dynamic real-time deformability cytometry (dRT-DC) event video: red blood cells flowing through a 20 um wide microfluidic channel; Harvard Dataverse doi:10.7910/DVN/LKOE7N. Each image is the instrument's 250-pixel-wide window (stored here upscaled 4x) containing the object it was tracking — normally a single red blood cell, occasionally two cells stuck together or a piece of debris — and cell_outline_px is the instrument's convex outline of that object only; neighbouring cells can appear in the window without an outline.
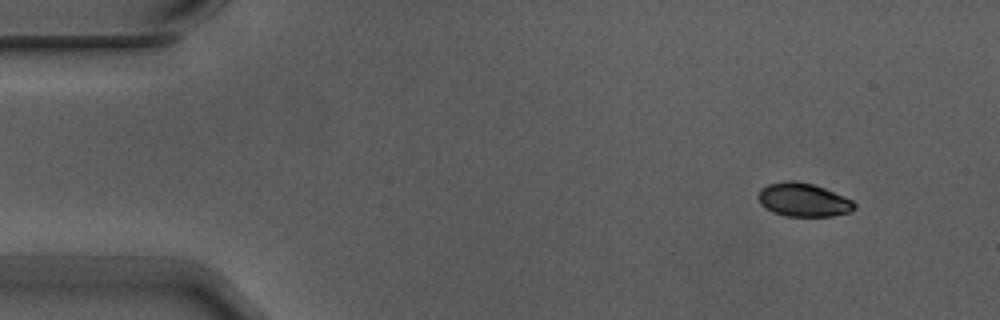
{"species": "Egyptian fruit bat (a non-hibernating species)", "species_latin": "Rousettus aegyptiacus", "temperature_condition": "warm", "stored_images_in_passage": 4, "camera_frame_rate_fps": 3000, "um_per_image_px": 0.085, "animal": {"sex": "male"}, "frame": {"image": 1, "passage_image": 1, "time_ms": 0.0, "image_size_px": [1000, 320], "cell_outline_px": [[856, 208], [852, 212], [832, 216], [788, 216], [772, 212], [764, 208], [760, 204], [756, 196], [760, 188], [768, 184], [788, 180], [792, 180], [812, 184], [824, 188], [852, 200], [856, 204]], "centroid_in_image_um": [68.25, 16.99], "position_along_channel_um": 16.7, "area_um2": 18.96}}
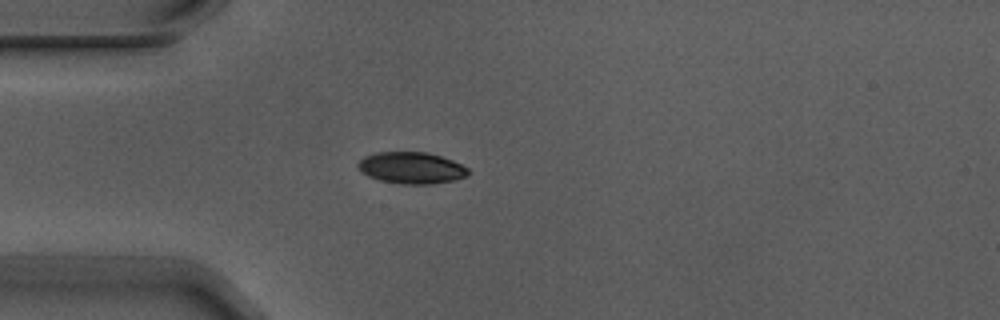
{"frame": {"image": 2, "passage_image": 4, "time_ms": 1.0, "image_size_px": [1000, 320], "cell_outline_px": [[468, 176], [456, 180], [432, 184], [404, 184], [380, 180], [368, 176], [360, 172], [356, 164], [364, 156], [376, 152], [424, 152], [440, 156], [452, 160], [468, 168]], "centroid_in_image_um": [34.95, 14.27], "position_along_channel_um": 50.0, "area_um2": 20.35}}